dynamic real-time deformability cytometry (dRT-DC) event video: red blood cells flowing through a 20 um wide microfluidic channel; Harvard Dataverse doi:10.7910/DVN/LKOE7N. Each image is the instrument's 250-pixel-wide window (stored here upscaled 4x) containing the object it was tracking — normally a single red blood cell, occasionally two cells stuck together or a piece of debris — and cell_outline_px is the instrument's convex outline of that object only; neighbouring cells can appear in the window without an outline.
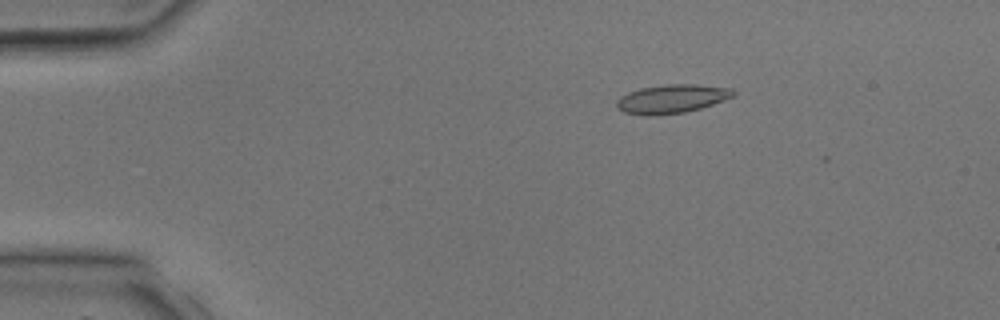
{"species": "common noctule bat (a hibernating species)", "species_latin": "Nyctalus noctula", "temperature_condition": "room temperature", "stored_images_in_passage": 3, "camera_frame_rate_fps": 3000, "um_per_image_px": 0.085, "animal": {"sex": "male", "body_mass_g": 17.9, "forearm_length_mm": 54.2}, "frame": {"image": 1, "passage_image": 2, "time_ms": 1.333, "image_size_px": [1000, 320], "cell_outline_px": [[736, 92], [732, 96], [712, 104], [700, 108], [684, 112], [652, 116], [648, 116], [624, 112], [616, 108], [616, 100], [620, 96], [628, 92], [640, 88], [668, 84], [692, 84], [732, 88]], "centroid_in_image_um": [57.04, 8.4], "position_along_channel_um": 28.0, "area_um2": 19.42}}